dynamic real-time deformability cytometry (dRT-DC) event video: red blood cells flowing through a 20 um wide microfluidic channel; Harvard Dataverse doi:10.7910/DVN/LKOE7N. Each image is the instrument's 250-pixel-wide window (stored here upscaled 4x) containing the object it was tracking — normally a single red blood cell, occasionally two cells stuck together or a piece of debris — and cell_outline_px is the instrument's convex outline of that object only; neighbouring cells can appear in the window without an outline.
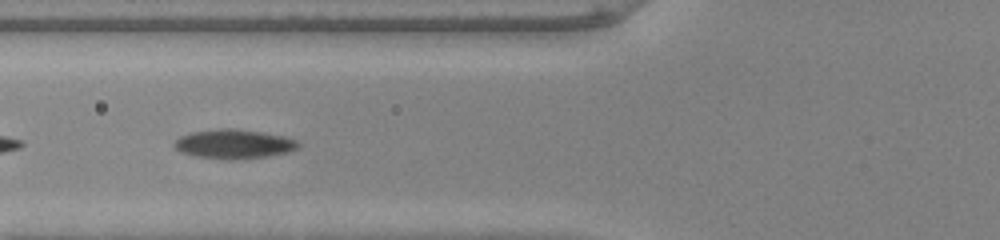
{"species": "common noctule bat (a hibernating species)", "species_latin": "Nyctalus noctula", "temperature_condition": "warm", "stored_images_in_passage": 41, "camera_frame_rate_fps": 3000, "um_per_image_px": 0.085, "animal": {"sex": "male", "body_mass_g": 20.0, "forearm_length_mm": 53.3}, "frame": {"image": 1, "passage_image": 9, "time_ms": 2.667, "image_size_px": [1000, 240], "cell_outline_px": [[300, 144], [296, 148], [288, 152], [268, 156], [236, 160], [228, 160], [196, 156], [180, 152], [172, 144], [180, 136], [192, 132], [224, 128], [228, 128], [260, 132], [284, 136], [296, 140]], "centroid_in_image_um": [19.86, 12.25], "position_along_channel_um": 105.9, "area_um2": 20.98}}
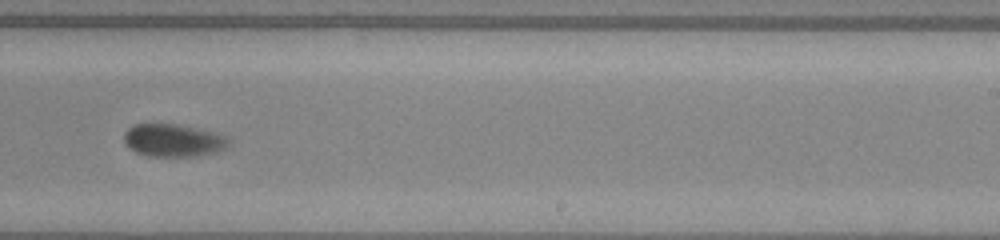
{"frame": {"image": 2, "passage_image": 22, "time_ms": 7.0, "image_size_px": [1000, 240], "cell_outline_px": [[232, 144], [216, 152], [196, 156], [148, 156], [136, 152], [128, 148], [124, 144], [124, 132], [132, 124], [180, 124], [216, 132], [228, 136], [232, 140]], "centroid_in_image_um": [14.76, 11.92], "position_along_channel_um": 274.2, "area_um2": 20.4}}
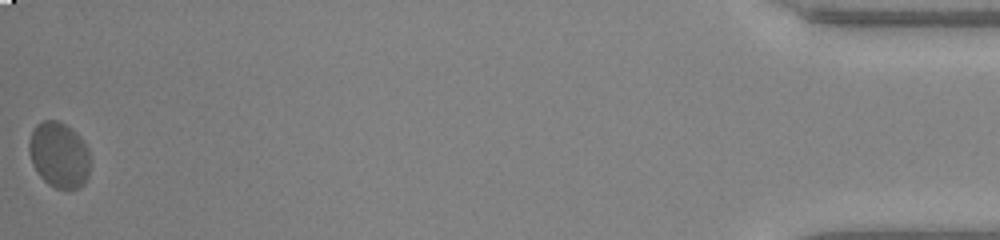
{"frame": {"image": 3, "passage_image": 41, "time_ms": 13.333, "image_size_px": [1000, 240], "cell_outline_px": [[88, 176], [84, 184], [76, 188], [56, 188], [48, 184], [40, 176], [32, 164], [28, 152], [28, 140], [36, 124], [44, 120], [56, 120], [72, 128], [80, 136], [88, 148]], "centroid_in_image_um": [4.99, 13.14], "position_along_channel_um": 430.2, "area_um2": 23.41}, "authors_computed_cell_mechanics": {"area_um2": 21.2704, "velocity_mm_per_s": 3.8958, "shape_relaxation_time_tau1_ms": 9.618, "shape_relaxation_time_tau2_ms": null, "deformation_change_tau1": 0.2289, "deformation_change_tau2": null}}